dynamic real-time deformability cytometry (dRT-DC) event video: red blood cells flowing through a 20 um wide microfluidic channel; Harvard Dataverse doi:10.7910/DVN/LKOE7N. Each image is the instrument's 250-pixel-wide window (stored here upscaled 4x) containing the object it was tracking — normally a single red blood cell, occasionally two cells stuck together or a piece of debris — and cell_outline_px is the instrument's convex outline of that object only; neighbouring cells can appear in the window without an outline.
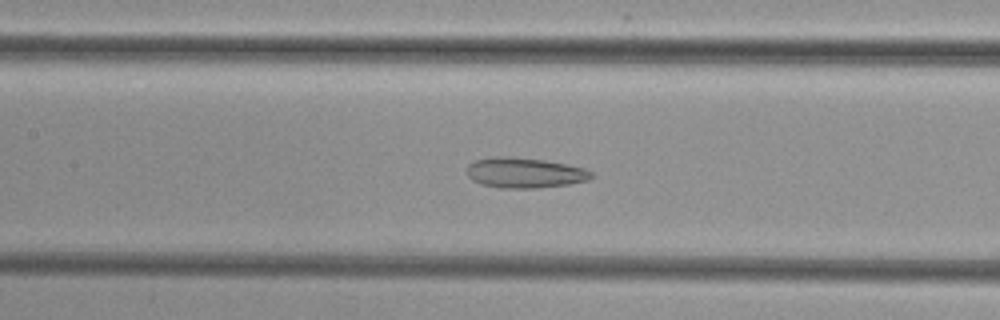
{"species": "common noctule bat (a hibernating species)", "species_latin": "Nyctalus noctula", "temperature_condition": "cold", "stored_images_in_passage": 51, "camera_frame_rate_fps": 3000, "um_per_image_px": 0.085, "animal": {"sex": "female", "body_mass_g": 29.2, "forearm_length_mm": 56.3}, "frame": {"image": 1, "passage_image": 24, "time_ms": 7.667, "image_size_px": [1000, 320], "cell_outline_px": [[596, 176], [588, 180], [568, 184], [540, 188], [504, 188], [480, 184], [472, 180], [468, 176], [468, 164], [476, 160], [496, 156], [544, 160], [568, 164], [584, 168], [592, 172]], "centroid_in_image_um": [44.63, 14.7], "position_along_channel_um": 162.8, "area_um2": 21.91}}
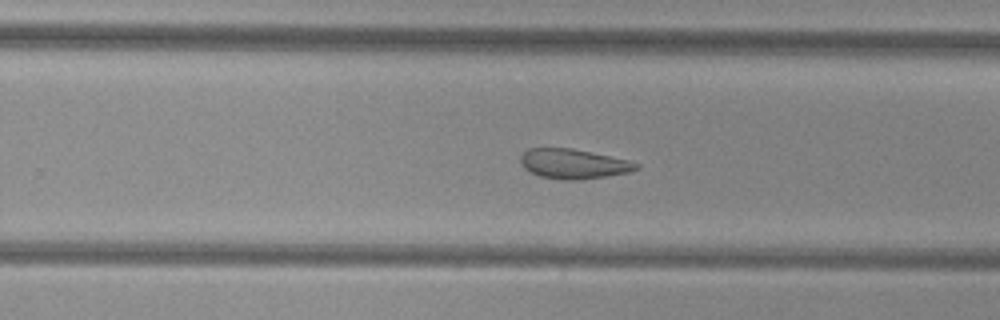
{"frame": {"image": 2, "passage_image": 33, "time_ms": 10.667, "image_size_px": [1000, 320], "cell_outline_px": [[640, 168], [632, 172], [608, 176], [576, 180], [564, 180], [540, 176], [524, 168], [520, 160], [520, 156], [528, 148], [572, 148], [628, 160], [640, 164]], "centroid_in_image_um": [48.78, 13.93], "position_along_channel_um": 281.0, "area_um2": 20.06}}
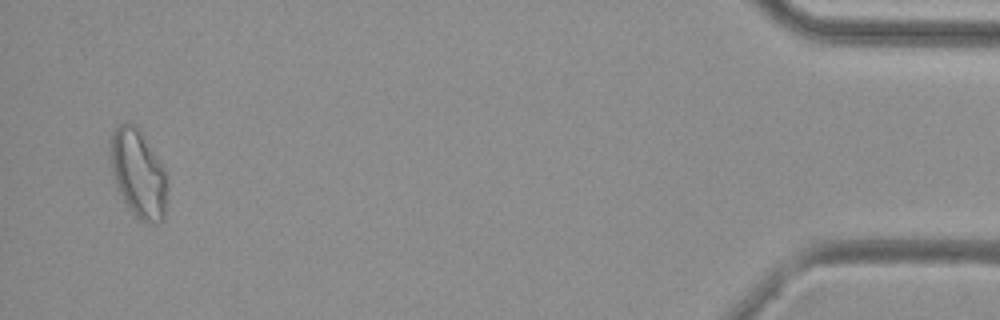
{"frame": {"image": 3, "passage_image": 50, "time_ms": 16.333, "image_size_px": [1000, 320], "cell_outline_px": [[168, 192], [164, 220], [156, 224], [148, 224], [140, 220], [132, 212], [116, 188], [112, 176], [108, 156], [112, 132], [124, 120], [132, 124], [136, 128], [164, 168], [168, 180]], "centroid_in_image_um": [11.74, 14.82], "position_along_channel_um": 423.5, "area_um2": 29.48}}